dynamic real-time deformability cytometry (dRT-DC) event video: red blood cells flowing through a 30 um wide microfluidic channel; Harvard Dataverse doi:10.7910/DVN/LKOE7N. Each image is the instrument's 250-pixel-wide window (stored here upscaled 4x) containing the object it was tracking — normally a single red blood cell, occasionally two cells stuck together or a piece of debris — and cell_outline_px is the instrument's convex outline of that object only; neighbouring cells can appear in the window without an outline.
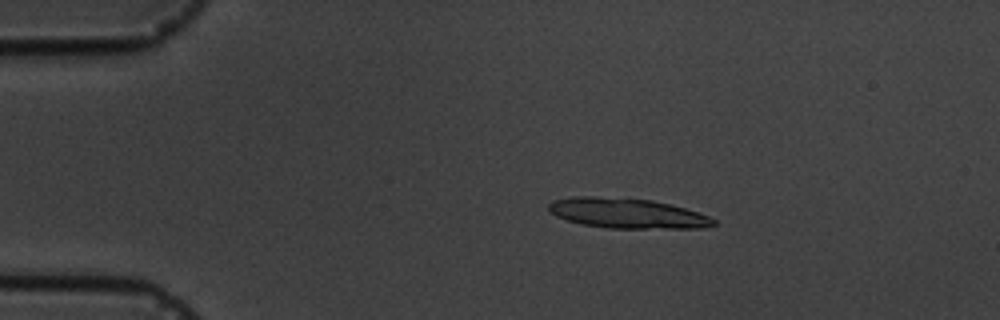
{"species": "common noctule bat (a hibernating species)", "species_latin": "Nyctalus noctula", "temperature_condition": "cold", "stored_images_in_passage": 4, "camera_frame_rate_fps": 3000, "um_per_image_px": 0.085, "animal": {"sex": "male", "body_mass_g": 19.5, "forearm_length_mm": 54.6}, "frame": {"image": 1, "passage_image": 3, "time_ms": 3.0, "image_size_px": [1000, 320], "cell_outline_px": [[716, 224], [700, 228], [608, 228], [580, 224], [556, 216], [548, 208], [548, 204], [552, 200], [572, 196], [596, 196], [652, 200], [684, 208], [708, 216], [716, 220]], "centroid_in_image_um": [53.26, 18.12], "position_along_channel_um": 31.7, "area_um2": 28.73}}